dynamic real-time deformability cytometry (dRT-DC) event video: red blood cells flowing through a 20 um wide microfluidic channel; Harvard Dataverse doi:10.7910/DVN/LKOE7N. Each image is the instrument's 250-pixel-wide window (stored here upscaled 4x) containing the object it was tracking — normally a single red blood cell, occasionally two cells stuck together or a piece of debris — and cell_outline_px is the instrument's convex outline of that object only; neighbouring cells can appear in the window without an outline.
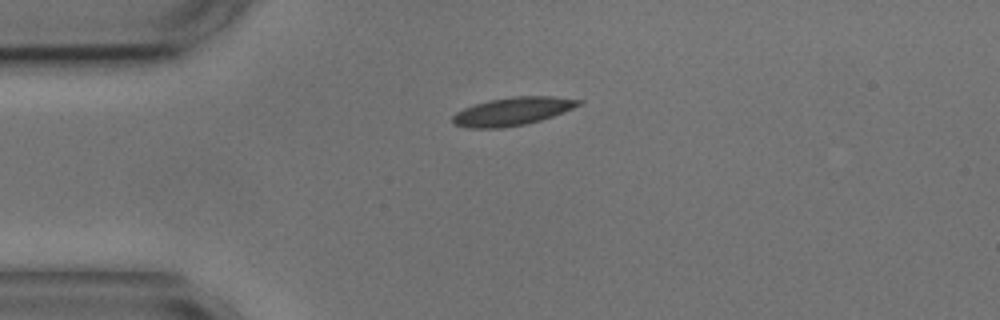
{"species": "common noctule bat (a hibernating species)", "species_latin": "Nyctalus noctula", "temperature_condition": "cold", "stored_images_in_passage": 2, "camera_frame_rate_fps": 3000, "um_per_image_px": 0.085, "animal": {"sex": "male", "body_mass_g": 17.9, "forearm_length_mm": 54.2}, "frame": {"image": 1, "passage_image": 1, "time_ms": 0.0, "image_size_px": [1000, 320], "cell_outline_px": [[584, 100], [580, 104], [564, 112], [540, 120], [524, 124], [504, 128], [468, 128], [452, 124], [452, 116], [456, 112], [464, 108], [488, 100], [512, 96], [552, 96]], "centroid_in_image_um": [43.53, 9.46], "position_along_channel_um": 41.5, "area_um2": 20.63}}